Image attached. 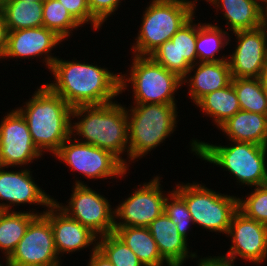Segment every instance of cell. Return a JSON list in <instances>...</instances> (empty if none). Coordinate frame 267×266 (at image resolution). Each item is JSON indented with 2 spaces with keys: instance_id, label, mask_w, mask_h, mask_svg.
Returning a JSON list of instances; mask_svg holds the SVG:
<instances>
[{
  "instance_id": "b9f144b4",
  "label": "cell",
  "mask_w": 267,
  "mask_h": 266,
  "mask_svg": "<svg viewBox=\"0 0 267 266\" xmlns=\"http://www.w3.org/2000/svg\"><path fill=\"white\" fill-rule=\"evenodd\" d=\"M6 0H0V5L2 4V3H4Z\"/></svg>"
},
{
  "instance_id": "7a4b0ae2",
  "label": "cell",
  "mask_w": 267,
  "mask_h": 266,
  "mask_svg": "<svg viewBox=\"0 0 267 266\" xmlns=\"http://www.w3.org/2000/svg\"><path fill=\"white\" fill-rule=\"evenodd\" d=\"M75 117L79 121L72 123L71 135H78L77 141L112 152L129 168L128 116L124 105L114 101L77 106L72 108V120ZM125 153L127 159L121 156Z\"/></svg>"
},
{
  "instance_id": "484cf974",
  "label": "cell",
  "mask_w": 267,
  "mask_h": 266,
  "mask_svg": "<svg viewBox=\"0 0 267 266\" xmlns=\"http://www.w3.org/2000/svg\"><path fill=\"white\" fill-rule=\"evenodd\" d=\"M195 105L202 114L212 118L218 128L241 110L232 82L219 90L206 94Z\"/></svg>"
},
{
  "instance_id": "9a60e30c",
  "label": "cell",
  "mask_w": 267,
  "mask_h": 266,
  "mask_svg": "<svg viewBox=\"0 0 267 266\" xmlns=\"http://www.w3.org/2000/svg\"><path fill=\"white\" fill-rule=\"evenodd\" d=\"M233 34L237 43L227 59L232 78H258L267 63V33L264 27Z\"/></svg>"
},
{
  "instance_id": "74e56055",
  "label": "cell",
  "mask_w": 267,
  "mask_h": 266,
  "mask_svg": "<svg viewBox=\"0 0 267 266\" xmlns=\"http://www.w3.org/2000/svg\"><path fill=\"white\" fill-rule=\"evenodd\" d=\"M7 39H8V28L2 14L0 13V59L2 58L6 50Z\"/></svg>"
},
{
  "instance_id": "d590c367",
  "label": "cell",
  "mask_w": 267,
  "mask_h": 266,
  "mask_svg": "<svg viewBox=\"0 0 267 266\" xmlns=\"http://www.w3.org/2000/svg\"><path fill=\"white\" fill-rule=\"evenodd\" d=\"M197 261L198 266H235L224 255L222 256H206L199 258ZM199 262V263H198Z\"/></svg>"
},
{
  "instance_id": "d4e9b609",
  "label": "cell",
  "mask_w": 267,
  "mask_h": 266,
  "mask_svg": "<svg viewBox=\"0 0 267 266\" xmlns=\"http://www.w3.org/2000/svg\"><path fill=\"white\" fill-rule=\"evenodd\" d=\"M44 212L0 211V250L4 254L5 261L15 251L30 222Z\"/></svg>"
},
{
  "instance_id": "ee69618b",
  "label": "cell",
  "mask_w": 267,
  "mask_h": 266,
  "mask_svg": "<svg viewBox=\"0 0 267 266\" xmlns=\"http://www.w3.org/2000/svg\"><path fill=\"white\" fill-rule=\"evenodd\" d=\"M266 93V104H267V92H265ZM266 115H267V111H266Z\"/></svg>"
},
{
  "instance_id": "5b68a950",
  "label": "cell",
  "mask_w": 267,
  "mask_h": 266,
  "mask_svg": "<svg viewBox=\"0 0 267 266\" xmlns=\"http://www.w3.org/2000/svg\"><path fill=\"white\" fill-rule=\"evenodd\" d=\"M135 105V106H134ZM128 116V163L138 161L171 136L179 117L176 104H134ZM134 161V162H133Z\"/></svg>"
},
{
  "instance_id": "52a82bcc",
  "label": "cell",
  "mask_w": 267,
  "mask_h": 266,
  "mask_svg": "<svg viewBox=\"0 0 267 266\" xmlns=\"http://www.w3.org/2000/svg\"><path fill=\"white\" fill-rule=\"evenodd\" d=\"M127 72L120 73V94L131 83L135 100L133 104H176L174 95L183 86L182 78L156 63L150 56L133 55Z\"/></svg>"
},
{
  "instance_id": "60d3db41",
  "label": "cell",
  "mask_w": 267,
  "mask_h": 266,
  "mask_svg": "<svg viewBox=\"0 0 267 266\" xmlns=\"http://www.w3.org/2000/svg\"><path fill=\"white\" fill-rule=\"evenodd\" d=\"M23 1L33 3V2H44L45 0H23Z\"/></svg>"
},
{
  "instance_id": "f1b7e54d",
  "label": "cell",
  "mask_w": 267,
  "mask_h": 266,
  "mask_svg": "<svg viewBox=\"0 0 267 266\" xmlns=\"http://www.w3.org/2000/svg\"><path fill=\"white\" fill-rule=\"evenodd\" d=\"M241 110L266 115V93L258 78H232Z\"/></svg>"
},
{
  "instance_id": "2e32d148",
  "label": "cell",
  "mask_w": 267,
  "mask_h": 266,
  "mask_svg": "<svg viewBox=\"0 0 267 266\" xmlns=\"http://www.w3.org/2000/svg\"><path fill=\"white\" fill-rule=\"evenodd\" d=\"M193 15L172 38L158 47L150 57L169 71L183 78L198 62L195 48L197 24Z\"/></svg>"
},
{
  "instance_id": "f35d334b",
  "label": "cell",
  "mask_w": 267,
  "mask_h": 266,
  "mask_svg": "<svg viewBox=\"0 0 267 266\" xmlns=\"http://www.w3.org/2000/svg\"><path fill=\"white\" fill-rule=\"evenodd\" d=\"M258 79H259L260 84L263 88V91L267 92V63L265 64V66L261 70V73H260Z\"/></svg>"
},
{
  "instance_id": "1f68e13d",
  "label": "cell",
  "mask_w": 267,
  "mask_h": 266,
  "mask_svg": "<svg viewBox=\"0 0 267 266\" xmlns=\"http://www.w3.org/2000/svg\"><path fill=\"white\" fill-rule=\"evenodd\" d=\"M168 196L164 204V212L176 225L179 234L188 240L189 228L193 224L191 214L184 199L175 191H167ZM188 230V231H187Z\"/></svg>"
},
{
  "instance_id": "e0dca14e",
  "label": "cell",
  "mask_w": 267,
  "mask_h": 266,
  "mask_svg": "<svg viewBox=\"0 0 267 266\" xmlns=\"http://www.w3.org/2000/svg\"><path fill=\"white\" fill-rule=\"evenodd\" d=\"M63 41L54 31L44 26L8 31L7 47L2 59H38L43 55L42 62L50 70L57 58L51 51Z\"/></svg>"
},
{
  "instance_id": "44dd1931",
  "label": "cell",
  "mask_w": 267,
  "mask_h": 266,
  "mask_svg": "<svg viewBox=\"0 0 267 266\" xmlns=\"http://www.w3.org/2000/svg\"><path fill=\"white\" fill-rule=\"evenodd\" d=\"M161 257L170 266H183L187 259L199 258L196 252H189L188 241L183 238L172 220L163 212L149 225Z\"/></svg>"
},
{
  "instance_id": "7bdbcfd3",
  "label": "cell",
  "mask_w": 267,
  "mask_h": 266,
  "mask_svg": "<svg viewBox=\"0 0 267 266\" xmlns=\"http://www.w3.org/2000/svg\"><path fill=\"white\" fill-rule=\"evenodd\" d=\"M263 4L265 3V2H267V0H260Z\"/></svg>"
},
{
  "instance_id": "277c9868",
  "label": "cell",
  "mask_w": 267,
  "mask_h": 266,
  "mask_svg": "<svg viewBox=\"0 0 267 266\" xmlns=\"http://www.w3.org/2000/svg\"><path fill=\"white\" fill-rule=\"evenodd\" d=\"M231 145H214L193 138L191 153L215 164L236 178L237 184L256 187L267 184V146L249 142L230 141Z\"/></svg>"
},
{
  "instance_id": "8fae6325",
  "label": "cell",
  "mask_w": 267,
  "mask_h": 266,
  "mask_svg": "<svg viewBox=\"0 0 267 266\" xmlns=\"http://www.w3.org/2000/svg\"><path fill=\"white\" fill-rule=\"evenodd\" d=\"M160 180V176L156 175L149 182L140 184V188L137 186L128 198L116 206L115 227L148 228L164 212L167 196L164 194L166 191H162Z\"/></svg>"
},
{
  "instance_id": "6da1fadb",
  "label": "cell",
  "mask_w": 267,
  "mask_h": 266,
  "mask_svg": "<svg viewBox=\"0 0 267 266\" xmlns=\"http://www.w3.org/2000/svg\"><path fill=\"white\" fill-rule=\"evenodd\" d=\"M94 64L57 57L49 70L54 80L45 84L72 108L113 102L120 94V74Z\"/></svg>"
},
{
  "instance_id": "ffe728a7",
  "label": "cell",
  "mask_w": 267,
  "mask_h": 266,
  "mask_svg": "<svg viewBox=\"0 0 267 266\" xmlns=\"http://www.w3.org/2000/svg\"><path fill=\"white\" fill-rule=\"evenodd\" d=\"M195 69V70H194ZM194 75H191V73ZM232 81L228 61L197 62L182 78V84L188 86L189 98L196 104L206 94L228 86Z\"/></svg>"
},
{
  "instance_id": "d6986e66",
  "label": "cell",
  "mask_w": 267,
  "mask_h": 266,
  "mask_svg": "<svg viewBox=\"0 0 267 266\" xmlns=\"http://www.w3.org/2000/svg\"><path fill=\"white\" fill-rule=\"evenodd\" d=\"M50 221L58 256L87 248H97L98 237L80 222L74 220L53 202L43 213ZM61 255V256H60Z\"/></svg>"
},
{
  "instance_id": "83f0119b",
  "label": "cell",
  "mask_w": 267,
  "mask_h": 266,
  "mask_svg": "<svg viewBox=\"0 0 267 266\" xmlns=\"http://www.w3.org/2000/svg\"><path fill=\"white\" fill-rule=\"evenodd\" d=\"M229 32L220 28L217 24L197 23V40L195 44L198 62H217L225 61L228 56L219 55L220 50L224 49L232 41Z\"/></svg>"
},
{
  "instance_id": "e575fe53",
  "label": "cell",
  "mask_w": 267,
  "mask_h": 266,
  "mask_svg": "<svg viewBox=\"0 0 267 266\" xmlns=\"http://www.w3.org/2000/svg\"><path fill=\"white\" fill-rule=\"evenodd\" d=\"M91 14L103 25L118 10L122 0H87Z\"/></svg>"
},
{
  "instance_id": "ba28073f",
  "label": "cell",
  "mask_w": 267,
  "mask_h": 266,
  "mask_svg": "<svg viewBox=\"0 0 267 266\" xmlns=\"http://www.w3.org/2000/svg\"><path fill=\"white\" fill-rule=\"evenodd\" d=\"M205 186L199 182L178 183L174 190L186 202L193 225L227 235L232 216L238 210V198Z\"/></svg>"
},
{
  "instance_id": "8992f818",
  "label": "cell",
  "mask_w": 267,
  "mask_h": 266,
  "mask_svg": "<svg viewBox=\"0 0 267 266\" xmlns=\"http://www.w3.org/2000/svg\"><path fill=\"white\" fill-rule=\"evenodd\" d=\"M198 0H151L142 15V22L132 53L150 56L184 25L195 13Z\"/></svg>"
},
{
  "instance_id": "603a6c76",
  "label": "cell",
  "mask_w": 267,
  "mask_h": 266,
  "mask_svg": "<svg viewBox=\"0 0 267 266\" xmlns=\"http://www.w3.org/2000/svg\"><path fill=\"white\" fill-rule=\"evenodd\" d=\"M218 129L229 141L267 146V115L239 110Z\"/></svg>"
},
{
  "instance_id": "9c48e42d",
  "label": "cell",
  "mask_w": 267,
  "mask_h": 266,
  "mask_svg": "<svg viewBox=\"0 0 267 266\" xmlns=\"http://www.w3.org/2000/svg\"><path fill=\"white\" fill-rule=\"evenodd\" d=\"M54 156L65 163L71 170L79 172L89 179L124 178L128 167L112 152L85 144L72 138L61 145Z\"/></svg>"
},
{
  "instance_id": "836d02e7",
  "label": "cell",
  "mask_w": 267,
  "mask_h": 266,
  "mask_svg": "<svg viewBox=\"0 0 267 266\" xmlns=\"http://www.w3.org/2000/svg\"><path fill=\"white\" fill-rule=\"evenodd\" d=\"M82 26L91 23L93 30H99L102 24L91 14L87 0H58Z\"/></svg>"
},
{
  "instance_id": "cb8c5ba5",
  "label": "cell",
  "mask_w": 267,
  "mask_h": 266,
  "mask_svg": "<svg viewBox=\"0 0 267 266\" xmlns=\"http://www.w3.org/2000/svg\"><path fill=\"white\" fill-rule=\"evenodd\" d=\"M114 233L138 257L143 266H164L165 263L170 266L161 257L149 228L115 227Z\"/></svg>"
},
{
  "instance_id": "f6af8a7d",
  "label": "cell",
  "mask_w": 267,
  "mask_h": 266,
  "mask_svg": "<svg viewBox=\"0 0 267 266\" xmlns=\"http://www.w3.org/2000/svg\"><path fill=\"white\" fill-rule=\"evenodd\" d=\"M1 263H2V262H0V266H4V264H3V263L1 264ZM5 265L7 266L6 262H5Z\"/></svg>"
},
{
  "instance_id": "5bb4252c",
  "label": "cell",
  "mask_w": 267,
  "mask_h": 266,
  "mask_svg": "<svg viewBox=\"0 0 267 266\" xmlns=\"http://www.w3.org/2000/svg\"><path fill=\"white\" fill-rule=\"evenodd\" d=\"M231 238L230 249L224 256L234 265L239 256L254 264L267 259V225L248 218L237 210L226 235Z\"/></svg>"
},
{
  "instance_id": "ac0fdd59",
  "label": "cell",
  "mask_w": 267,
  "mask_h": 266,
  "mask_svg": "<svg viewBox=\"0 0 267 266\" xmlns=\"http://www.w3.org/2000/svg\"><path fill=\"white\" fill-rule=\"evenodd\" d=\"M4 166H0V210L14 211L12 207L20 204H36L48 208L54 198L46 194L37 185L32 177V171L22 168L18 171H5ZM5 201V203L3 202ZM13 204V205H12Z\"/></svg>"
},
{
  "instance_id": "d6a6232c",
  "label": "cell",
  "mask_w": 267,
  "mask_h": 266,
  "mask_svg": "<svg viewBox=\"0 0 267 266\" xmlns=\"http://www.w3.org/2000/svg\"><path fill=\"white\" fill-rule=\"evenodd\" d=\"M247 195L244 199L243 196L238 197V210L248 218L267 225V184L256 186Z\"/></svg>"
},
{
  "instance_id": "8d00e7d4",
  "label": "cell",
  "mask_w": 267,
  "mask_h": 266,
  "mask_svg": "<svg viewBox=\"0 0 267 266\" xmlns=\"http://www.w3.org/2000/svg\"><path fill=\"white\" fill-rule=\"evenodd\" d=\"M91 255L87 266H113V264L97 249L90 250Z\"/></svg>"
},
{
  "instance_id": "7c38bea8",
  "label": "cell",
  "mask_w": 267,
  "mask_h": 266,
  "mask_svg": "<svg viewBox=\"0 0 267 266\" xmlns=\"http://www.w3.org/2000/svg\"><path fill=\"white\" fill-rule=\"evenodd\" d=\"M49 219L37 215L29 224L15 251L5 261L7 266H61Z\"/></svg>"
},
{
  "instance_id": "ab89813d",
  "label": "cell",
  "mask_w": 267,
  "mask_h": 266,
  "mask_svg": "<svg viewBox=\"0 0 267 266\" xmlns=\"http://www.w3.org/2000/svg\"><path fill=\"white\" fill-rule=\"evenodd\" d=\"M262 26L264 27L267 33V2L263 4Z\"/></svg>"
},
{
  "instance_id": "f546056e",
  "label": "cell",
  "mask_w": 267,
  "mask_h": 266,
  "mask_svg": "<svg viewBox=\"0 0 267 266\" xmlns=\"http://www.w3.org/2000/svg\"><path fill=\"white\" fill-rule=\"evenodd\" d=\"M43 26L54 31L63 40L70 38L73 29L81 27L58 0L43 2Z\"/></svg>"
},
{
  "instance_id": "4fadbf2b",
  "label": "cell",
  "mask_w": 267,
  "mask_h": 266,
  "mask_svg": "<svg viewBox=\"0 0 267 266\" xmlns=\"http://www.w3.org/2000/svg\"><path fill=\"white\" fill-rule=\"evenodd\" d=\"M41 156L25 118L16 108L7 112L0 123V166L26 168Z\"/></svg>"
},
{
  "instance_id": "4dcf8cb0",
  "label": "cell",
  "mask_w": 267,
  "mask_h": 266,
  "mask_svg": "<svg viewBox=\"0 0 267 266\" xmlns=\"http://www.w3.org/2000/svg\"><path fill=\"white\" fill-rule=\"evenodd\" d=\"M97 249L113 266H143L138 257L114 232L99 237Z\"/></svg>"
},
{
  "instance_id": "30bf717a",
  "label": "cell",
  "mask_w": 267,
  "mask_h": 266,
  "mask_svg": "<svg viewBox=\"0 0 267 266\" xmlns=\"http://www.w3.org/2000/svg\"><path fill=\"white\" fill-rule=\"evenodd\" d=\"M71 197L67 205L54 200L68 216L87 227L97 237L114 232L115 213L108 198L99 194L81 180L73 183ZM60 203V204H59ZM113 209V210H112Z\"/></svg>"
},
{
  "instance_id": "3957f363",
  "label": "cell",
  "mask_w": 267,
  "mask_h": 266,
  "mask_svg": "<svg viewBox=\"0 0 267 266\" xmlns=\"http://www.w3.org/2000/svg\"><path fill=\"white\" fill-rule=\"evenodd\" d=\"M31 97L16 109L25 118L38 150L54 155L71 136L72 107L45 83Z\"/></svg>"
},
{
  "instance_id": "4316f807",
  "label": "cell",
  "mask_w": 267,
  "mask_h": 266,
  "mask_svg": "<svg viewBox=\"0 0 267 266\" xmlns=\"http://www.w3.org/2000/svg\"><path fill=\"white\" fill-rule=\"evenodd\" d=\"M8 31L43 26V2L6 0L0 5Z\"/></svg>"
},
{
  "instance_id": "7402d4cb",
  "label": "cell",
  "mask_w": 267,
  "mask_h": 266,
  "mask_svg": "<svg viewBox=\"0 0 267 266\" xmlns=\"http://www.w3.org/2000/svg\"><path fill=\"white\" fill-rule=\"evenodd\" d=\"M206 2L212 4L216 11L223 10V17L229 26L226 28L227 32L262 26L263 3L260 0H207Z\"/></svg>"
}]
</instances>
